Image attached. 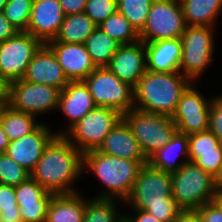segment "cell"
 Here are the masks:
<instances>
[{"label": "cell", "mask_w": 222, "mask_h": 222, "mask_svg": "<svg viewBox=\"0 0 222 222\" xmlns=\"http://www.w3.org/2000/svg\"><path fill=\"white\" fill-rule=\"evenodd\" d=\"M82 153L63 135L46 146L30 177L53 194L76 193L71 183L82 173Z\"/></svg>", "instance_id": "1"}, {"label": "cell", "mask_w": 222, "mask_h": 222, "mask_svg": "<svg viewBox=\"0 0 222 222\" xmlns=\"http://www.w3.org/2000/svg\"><path fill=\"white\" fill-rule=\"evenodd\" d=\"M191 83L180 72L147 70L134 87V109L172 117L180 97Z\"/></svg>", "instance_id": "2"}, {"label": "cell", "mask_w": 222, "mask_h": 222, "mask_svg": "<svg viewBox=\"0 0 222 222\" xmlns=\"http://www.w3.org/2000/svg\"><path fill=\"white\" fill-rule=\"evenodd\" d=\"M141 166L136 160L103 154L97 149L82 155V169L92 171L108 189L96 196V199L121 198L125 201L132 192Z\"/></svg>", "instance_id": "3"}, {"label": "cell", "mask_w": 222, "mask_h": 222, "mask_svg": "<svg viewBox=\"0 0 222 222\" xmlns=\"http://www.w3.org/2000/svg\"><path fill=\"white\" fill-rule=\"evenodd\" d=\"M172 197L182 210H196L216 200L219 188L215 178L194 162H186L171 173Z\"/></svg>", "instance_id": "4"}, {"label": "cell", "mask_w": 222, "mask_h": 222, "mask_svg": "<svg viewBox=\"0 0 222 222\" xmlns=\"http://www.w3.org/2000/svg\"><path fill=\"white\" fill-rule=\"evenodd\" d=\"M147 160L163 148L177 131L172 118L132 109L122 115Z\"/></svg>", "instance_id": "5"}, {"label": "cell", "mask_w": 222, "mask_h": 222, "mask_svg": "<svg viewBox=\"0 0 222 222\" xmlns=\"http://www.w3.org/2000/svg\"><path fill=\"white\" fill-rule=\"evenodd\" d=\"M121 119L118 111L96 106L63 136L83 154L98 149Z\"/></svg>", "instance_id": "6"}, {"label": "cell", "mask_w": 222, "mask_h": 222, "mask_svg": "<svg viewBox=\"0 0 222 222\" xmlns=\"http://www.w3.org/2000/svg\"><path fill=\"white\" fill-rule=\"evenodd\" d=\"M83 82L96 106L114 109L122 115L134 109V88L107 67H97Z\"/></svg>", "instance_id": "7"}, {"label": "cell", "mask_w": 222, "mask_h": 222, "mask_svg": "<svg viewBox=\"0 0 222 222\" xmlns=\"http://www.w3.org/2000/svg\"><path fill=\"white\" fill-rule=\"evenodd\" d=\"M187 25L179 0H154L144 28L139 32L143 43L181 38Z\"/></svg>", "instance_id": "8"}, {"label": "cell", "mask_w": 222, "mask_h": 222, "mask_svg": "<svg viewBox=\"0 0 222 222\" xmlns=\"http://www.w3.org/2000/svg\"><path fill=\"white\" fill-rule=\"evenodd\" d=\"M60 90L23 79L6 87L5 103L12 109L37 117L38 114L58 109Z\"/></svg>", "instance_id": "9"}, {"label": "cell", "mask_w": 222, "mask_h": 222, "mask_svg": "<svg viewBox=\"0 0 222 222\" xmlns=\"http://www.w3.org/2000/svg\"><path fill=\"white\" fill-rule=\"evenodd\" d=\"M41 45L38 39L25 31L0 42V81L5 87L23 79L34 53Z\"/></svg>", "instance_id": "10"}, {"label": "cell", "mask_w": 222, "mask_h": 222, "mask_svg": "<svg viewBox=\"0 0 222 222\" xmlns=\"http://www.w3.org/2000/svg\"><path fill=\"white\" fill-rule=\"evenodd\" d=\"M131 208L147 210L151 205L176 202L172 197L171 173L142 165L130 196L125 200Z\"/></svg>", "instance_id": "11"}, {"label": "cell", "mask_w": 222, "mask_h": 222, "mask_svg": "<svg viewBox=\"0 0 222 222\" xmlns=\"http://www.w3.org/2000/svg\"><path fill=\"white\" fill-rule=\"evenodd\" d=\"M212 27L187 26L182 34L180 73L191 81L200 77L212 60L214 40Z\"/></svg>", "instance_id": "12"}, {"label": "cell", "mask_w": 222, "mask_h": 222, "mask_svg": "<svg viewBox=\"0 0 222 222\" xmlns=\"http://www.w3.org/2000/svg\"><path fill=\"white\" fill-rule=\"evenodd\" d=\"M191 84L182 94L172 115L177 132L190 135L209 130L210 103Z\"/></svg>", "instance_id": "13"}, {"label": "cell", "mask_w": 222, "mask_h": 222, "mask_svg": "<svg viewBox=\"0 0 222 222\" xmlns=\"http://www.w3.org/2000/svg\"><path fill=\"white\" fill-rule=\"evenodd\" d=\"M119 80L133 88L147 71L146 50L142 41L120 45L106 66Z\"/></svg>", "instance_id": "14"}, {"label": "cell", "mask_w": 222, "mask_h": 222, "mask_svg": "<svg viewBox=\"0 0 222 222\" xmlns=\"http://www.w3.org/2000/svg\"><path fill=\"white\" fill-rule=\"evenodd\" d=\"M56 136L48 126L41 123L33 132L10 141L5 153L29 173L35 168L46 146Z\"/></svg>", "instance_id": "15"}, {"label": "cell", "mask_w": 222, "mask_h": 222, "mask_svg": "<svg viewBox=\"0 0 222 222\" xmlns=\"http://www.w3.org/2000/svg\"><path fill=\"white\" fill-rule=\"evenodd\" d=\"M64 17L59 0H34L25 32L47 44L56 37Z\"/></svg>", "instance_id": "16"}, {"label": "cell", "mask_w": 222, "mask_h": 222, "mask_svg": "<svg viewBox=\"0 0 222 222\" xmlns=\"http://www.w3.org/2000/svg\"><path fill=\"white\" fill-rule=\"evenodd\" d=\"M23 80L49 85L60 91L70 82L56 55L47 44H42L34 53Z\"/></svg>", "instance_id": "17"}, {"label": "cell", "mask_w": 222, "mask_h": 222, "mask_svg": "<svg viewBox=\"0 0 222 222\" xmlns=\"http://www.w3.org/2000/svg\"><path fill=\"white\" fill-rule=\"evenodd\" d=\"M64 74L70 82L83 81L97 67L92 62L85 44L48 42Z\"/></svg>", "instance_id": "18"}, {"label": "cell", "mask_w": 222, "mask_h": 222, "mask_svg": "<svg viewBox=\"0 0 222 222\" xmlns=\"http://www.w3.org/2000/svg\"><path fill=\"white\" fill-rule=\"evenodd\" d=\"M97 150L103 154L136 160L141 165L148 163L138 141L123 119L115 125Z\"/></svg>", "instance_id": "19"}, {"label": "cell", "mask_w": 222, "mask_h": 222, "mask_svg": "<svg viewBox=\"0 0 222 222\" xmlns=\"http://www.w3.org/2000/svg\"><path fill=\"white\" fill-rule=\"evenodd\" d=\"M95 107L92 95L83 81L69 82L60 92L58 108L62 110L71 123L65 132H55V134L64 135Z\"/></svg>", "instance_id": "20"}, {"label": "cell", "mask_w": 222, "mask_h": 222, "mask_svg": "<svg viewBox=\"0 0 222 222\" xmlns=\"http://www.w3.org/2000/svg\"><path fill=\"white\" fill-rule=\"evenodd\" d=\"M147 70L152 72H180L182 39H166L144 43Z\"/></svg>", "instance_id": "21"}, {"label": "cell", "mask_w": 222, "mask_h": 222, "mask_svg": "<svg viewBox=\"0 0 222 222\" xmlns=\"http://www.w3.org/2000/svg\"><path fill=\"white\" fill-rule=\"evenodd\" d=\"M86 200L78 192L54 194L47 207L45 222H83Z\"/></svg>", "instance_id": "22"}, {"label": "cell", "mask_w": 222, "mask_h": 222, "mask_svg": "<svg viewBox=\"0 0 222 222\" xmlns=\"http://www.w3.org/2000/svg\"><path fill=\"white\" fill-rule=\"evenodd\" d=\"M180 154L185 155L187 159L177 162L176 158ZM188 161V135L177 131L163 148L148 159L153 168L170 173L179 170Z\"/></svg>", "instance_id": "23"}, {"label": "cell", "mask_w": 222, "mask_h": 222, "mask_svg": "<svg viewBox=\"0 0 222 222\" xmlns=\"http://www.w3.org/2000/svg\"><path fill=\"white\" fill-rule=\"evenodd\" d=\"M187 26L213 27L222 9V0H179Z\"/></svg>", "instance_id": "24"}, {"label": "cell", "mask_w": 222, "mask_h": 222, "mask_svg": "<svg viewBox=\"0 0 222 222\" xmlns=\"http://www.w3.org/2000/svg\"><path fill=\"white\" fill-rule=\"evenodd\" d=\"M35 116L19 112L4 103L0 109V125L9 141H15L33 132L41 123L35 122Z\"/></svg>", "instance_id": "25"}, {"label": "cell", "mask_w": 222, "mask_h": 222, "mask_svg": "<svg viewBox=\"0 0 222 222\" xmlns=\"http://www.w3.org/2000/svg\"><path fill=\"white\" fill-rule=\"evenodd\" d=\"M96 27L84 12L65 16L56 37L50 42L85 44Z\"/></svg>", "instance_id": "26"}, {"label": "cell", "mask_w": 222, "mask_h": 222, "mask_svg": "<svg viewBox=\"0 0 222 222\" xmlns=\"http://www.w3.org/2000/svg\"><path fill=\"white\" fill-rule=\"evenodd\" d=\"M120 45L98 26L85 42L87 52L96 67H106Z\"/></svg>", "instance_id": "27"}, {"label": "cell", "mask_w": 222, "mask_h": 222, "mask_svg": "<svg viewBox=\"0 0 222 222\" xmlns=\"http://www.w3.org/2000/svg\"><path fill=\"white\" fill-rule=\"evenodd\" d=\"M98 27L111 38L117 40L121 45L132 44L140 40L139 33L118 10L110 15Z\"/></svg>", "instance_id": "28"}, {"label": "cell", "mask_w": 222, "mask_h": 222, "mask_svg": "<svg viewBox=\"0 0 222 222\" xmlns=\"http://www.w3.org/2000/svg\"><path fill=\"white\" fill-rule=\"evenodd\" d=\"M113 199L87 200L83 222H122L123 214L116 213Z\"/></svg>", "instance_id": "29"}, {"label": "cell", "mask_w": 222, "mask_h": 222, "mask_svg": "<svg viewBox=\"0 0 222 222\" xmlns=\"http://www.w3.org/2000/svg\"><path fill=\"white\" fill-rule=\"evenodd\" d=\"M154 0H117V10L139 33L143 28Z\"/></svg>", "instance_id": "30"}, {"label": "cell", "mask_w": 222, "mask_h": 222, "mask_svg": "<svg viewBox=\"0 0 222 222\" xmlns=\"http://www.w3.org/2000/svg\"><path fill=\"white\" fill-rule=\"evenodd\" d=\"M34 0H8L3 14L4 17L18 30L26 31Z\"/></svg>", "instance_id": "31"}, {"label": "cell", "mask_w": 222, "mask_h": 222, "mask_svg": "<svg viewBox=\"0 0 222 222\" xmlns=\"http://www.w3.org/2000/svg\"><path fill=\"white\" fill-rule=\"evenodd\" d=\"M222 148V142L210 131L188 135V160L194 162L199 153L216 152Z\"/></svg>", "instance_id": "32"}, {"label": "cell", "mask_w": 222, "mask_h": 222, "mask_svg": "<svg viewBox=\"0 0 222 222\" xmlns=\"http://www.w3.org/2000/svg\"><path fill=\"white\" fill-rule=\"evenodd\" d=\"M30 177V173L6 153H0V184L18 186Z\"/></svg>", "instance_id": "33"}, {"label": "cell", "mask_w": 222, "mask_h": 222, "mask_svg": "<svg viewBox=\"0 0 222 222\" xmlns=\"http://www.w3.org/2000/svg\"><path fill=\"white\" fill-rule=\"evenodd\" d=\"M0 221L22 222L15 186L0 184Z\"/></svg>", "instance_id": "34"}, {"label": "cell", "mask_w": 222, "mask_h": 222, "mask_svg": "<svg viewBox=\"0 0 222 222\" xmlns=\"http://www.w3.org/2000/svg\"><path fill=\"white\" fill-rule=\"evenodd\" d=\"M17 203H29L36 201H50L53 193L43 188L37 181L29 177L26 181L15 186Z\"/></svg>", "instance_id": "35"}, {"label": "cell", "mask_w": 222, "mask_h": 222, "mask_svg": "<svg viewBox=\"0 0 222 222\" xmlns=\"http://www.w3.org/2000/svg\"><path fill=\"white\" fill-rule=\"evenodd\" d=\"M115 11H117V0H87L84 8V13L96 26Z\"/></svg>", "instance_id": "36"}, {"label": "cell", "mask_w": 222, "mask_h": 222, "mask_svg": "<svg viewBox=\"0 0 222 222\" xmlns=\"http://www.w3.org/2000/svg\"><path fill=\"white\" fill-rule=\"evenodd\" d=\"M49 202L50 201L17 203L22 222H45Z\"/></svg>", "instance_id": "37"}, {"label": "cell", "mask_w": 222, "mask_h": 222, "mask_svg": "<svg viewBox=\"0 0 222 222\" xmlns=\"http://www.w3.org/2000/svg\"><path fill=\"white\" fill-rule=\"evenodd\" d=\"M194 163L216 179L222 165V148H216V152L199 153Z\"/></svg>", "instance_id": "38"}, {"label": "cell", "mask_w": 222, "mask_h": 222, "mask_svg": "<svg viewBox=\"0 0 222 222\" xmlns=\"http://www.w3.org/2000/svg\"><path fill=\"white\" fill-rule=\"evenodd\" d=\"M146 211L161 222H174L182 209L176 202H166V204L151 205Z\"/></svg>", "instance_id": "39"}, {"label": "cell", "mask_w": 222, "mask_h": 222, "mask_svg": "<svg viewBox=\"0 0 222 222\" xmlns=\"http://www.w3.org/2000/svg\"><path fill=\"white\" fill-rule=\"evenodd\" d=\"M209 130L222 142V95L210 103Z\"/></svg>", "instance_id": "40"}, {"label": "cell", "mask_w": 222, "mask_h": 222, "mask_svg": "<svg viewBox=\"0 0 222 222\" xmlns=\"http://www.w3.org/2000/svg\"><path fill=\"white\" fill-rule=\"evenodd\" d=\"M196 211L202 222H222V203L218 199L203 204Z\"/></svg>", "instance_id": "41"}, {"label": "cell", "mask_w": 222, "mask_h": 222, "mask_svg": "<svg viewBox=\"0 0 222 222\" xmlns=\"http://www.w3.org/2000/svg\"><path fill=\"white\" fill-rule=\"evenodd\" d=\"M65 16L84 12L87 0H59Z\"/></svg>", "instance_id": "42"}, {"label": "cell", "mask_w": 222, "mask_h": 222, "mask_svg": "<svg viewBox=\"0 0 222 222\" xmlns=\"http://www.w3.org/2000/svg\"><path fill=\"white\" fill-rule=\"evenodd\" d=\"M19 31L0 12V42L15 36Z\"/></svg>", "instance_id": "43"}, {"label": "cell", "mask_w": 222, "mask_h": 222, "mask_svg": "<svg viewBox=\"0 0 222 222\" xmlns=\"http://www.w3.org/2000/svg\"><path fill=\"white\" fill-rule=\"evenodd\" d=\"M137 214L132 216L123 215L124 222H161L145 210L133 209Z\"/></svg>", "instance_id": "44"}, {"label": "cell", "mask_w": 222, "mask_h": 222, "mask_svg": "<svg viewBox=\"0 0 222 222\" xmlns=\"http://www.w3.org/2000/svg\"><path fill=\"white\" fill-rule=\"evenodd\" d=\"M174 222H202L196 210H182Z\"/></svg>", "instance_id": "45"}, {"label": "cell", "mask_w": 222, "mask_h": 222, "mask_svg": "<svg viewBox=\"0 0 222 222\" xmlns=\"http://www.w3.org/2000/svg\"><path fill=\"white\" fill-rule=\"evenodd\" d=\"M9 142L10 141L7 134L4 132L2 126L0 125V153H5Z\"/></svg>", "instance_id": "46"}, {"label": "cell", "mask_w": 222, "mask_h": 222, "mask_svg": "<svg viewBox=\"0 0 222 222\" xmlns=\"http://www.w3.org/2000/svg\"><path fill=\"white\" fill-rule=\"evenodd\" d=\"M216 184L218 186L219 189H222V165H221V169L219 171V175L218 177L215 179Z\"/></svg>", "instance_id": "47"}, {"label": "cell", "mask_w": 222, "mask_h": 222, "mask_svg": "<svg viewBox=\"0 0 222 222\" xmlns=\"http://www.w3.org/2000/svg\"><path fill=\"white\" fill-rule=\"evenodd\" d=\"M5 97H6V87L0 81V98H5Z\"/></svg>", "instance_id": "48"}, {"label": "cell", "mask_w": 222, "mask_h": 222, "mask_svg": "<svg viewBox=\"0 0 222 222\" xmlns=\"http://www.w3.org/2000/svg\"><path fill=\"white\" fill-rule=\"evenodd\" d=\"M7 2H8V0H0V12L3 11Z\"/></svg>", "instance_id": "49"}, {"label": "cell", "mask_w": 222, "mask_h": 222, "mask_svg": "<svg viewBox=\"0 0 222 222\" xmlns=\"http://www.w3.org/2000/svg\"><path fill=\"white\" fill-rule=\"evenodd\" d=\"M217 199L222 203V189H219Z\"/></svg>", "instance_id": "50"}, {"label": "cell", "mask_w": 222, "mask_h": 222, "mask_svg": "<svg viewBox=\"0 0 222 222\" xmlns=\"http://www.w3.org/2000/svg\"><path fill=\"white\" fill-rule=\"evenodd\" d=\"M4 103H5V98H0V109Z\"/></svg>", "instance_id": "51"}]
</instances>
